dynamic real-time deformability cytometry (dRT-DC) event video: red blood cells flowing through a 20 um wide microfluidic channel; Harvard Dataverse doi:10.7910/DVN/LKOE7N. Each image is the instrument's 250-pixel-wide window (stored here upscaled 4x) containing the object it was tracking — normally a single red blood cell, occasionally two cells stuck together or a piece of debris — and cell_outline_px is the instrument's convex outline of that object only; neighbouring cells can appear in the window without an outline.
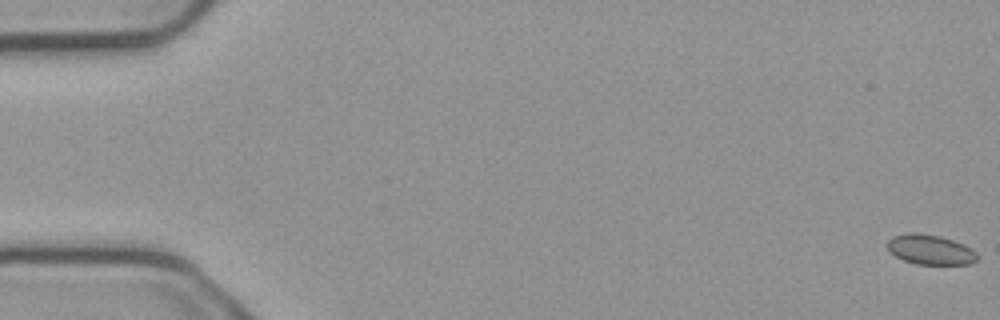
{"species": "common noctule bat (a hibernating species)", "species_latin": "Nyctalus noctula", "temperature_condition": "cold", "stored_images_in_passage": 56, "camera_frame_rate_fps": 3000, "um_per_image_px": 0.085, "animal": {"sex": "male", "body_mass_g": 23.1, "forearm_length_mm": 52.7}, "frame": {"image": 1, "passage_image": 1, "time_ms": 0.0, "image_size_px": [1000, 320], "cell_outline_px": [[976, 260], [972, 264], [916, 264], [904, 260], [888, 252], [884, 244], [892, 236], [908, 232], [912, 232], [940, 236], [964, 244], [976, 252]], "centroid_in_image_um": [79.01, 21.21], "position_along_channel_um": 6.0, "area_um2": 15.78}}
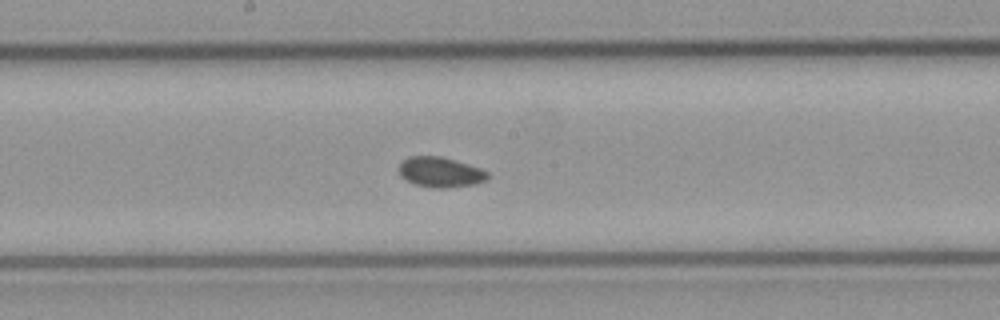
{"frame": {"image": 2, "passage_image": 30, "time_ms": 9.667, "image_size_px": [1000, 320], "cell_outline_px": [[488, 180], [476, 184], [448, 188], [432, 188], [412, 184], [400, 176], [396, 168], [408, 156], [440, 156], [456, 160], [480, 168], [488, 172]], "centroid_in_image_um": [37.4, 14.64], "position_along_channel_um": 210.8, "area_um2": 15.95}}
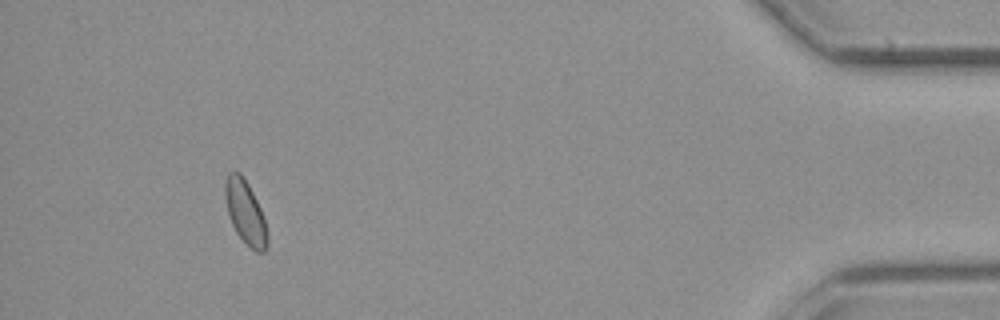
{"frame": {"image": 3, "passage_image": 52, "time_ms": 17.0, "image_size_px": [1000, 320], "cell_outline_px": [[268, 244], [264, 252], [256, 252], [236, 232], [228, 216], [224, 196], [224, 184], [228, 172], [240, 172], [248, 184], [260, 208], [268, 232]], "centroid_in_image_um": [20.84, 18.03], "position_along_channel_um": 414.4, "area_um2": 15.55}, "authors_computed_cell_mechanics": {"area_um2": 15.5482, "velocity_mm_per_s": 3.7357, "shape_relaxation_time_tau1_ms": null, "shape_relaxation_time_tau2_ms": 4.068, "deformation_change_tau1": null, "deformation_change_tau2": 0.071}}